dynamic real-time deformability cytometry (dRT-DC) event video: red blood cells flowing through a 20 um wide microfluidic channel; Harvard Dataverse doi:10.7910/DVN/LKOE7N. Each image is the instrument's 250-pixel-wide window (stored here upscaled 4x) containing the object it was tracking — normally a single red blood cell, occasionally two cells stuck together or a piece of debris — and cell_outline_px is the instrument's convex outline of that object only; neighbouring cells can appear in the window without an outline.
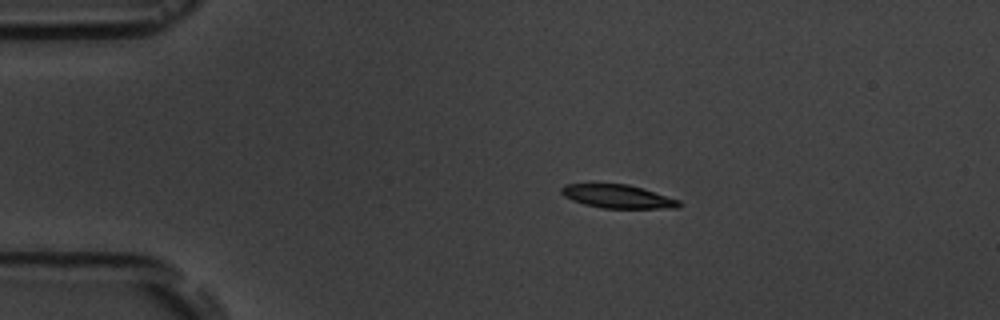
{"species": "common noctule bat (a hibernating species)", "species_latin": "Nyctalus noctula", "temperature_condition": "room temperature", "stored_images_in_passage": 4, "camera_frame_rate_fps": 3000, "um_per_image_px": 0.085, "animal": {"sex": "male", "body_mass_g": 19.5, "forearm_length_mm": 54.6}, "frame": {"image": 1, "passage_image": 3, "time_ms": 2.333, "image_size_px": [1000, 320], "cell_outline_px": [[684, 204], [680, 208], [604, 208], [584, 204], [572, 200], [564, 196], [560, 192], [560, 188], [564, 184], [628, 184], [680, 200]], "centroid_in_image_um": [52.52, 16.7], "position_along_channel_um": 32.5, "area_um2": 16.07}}